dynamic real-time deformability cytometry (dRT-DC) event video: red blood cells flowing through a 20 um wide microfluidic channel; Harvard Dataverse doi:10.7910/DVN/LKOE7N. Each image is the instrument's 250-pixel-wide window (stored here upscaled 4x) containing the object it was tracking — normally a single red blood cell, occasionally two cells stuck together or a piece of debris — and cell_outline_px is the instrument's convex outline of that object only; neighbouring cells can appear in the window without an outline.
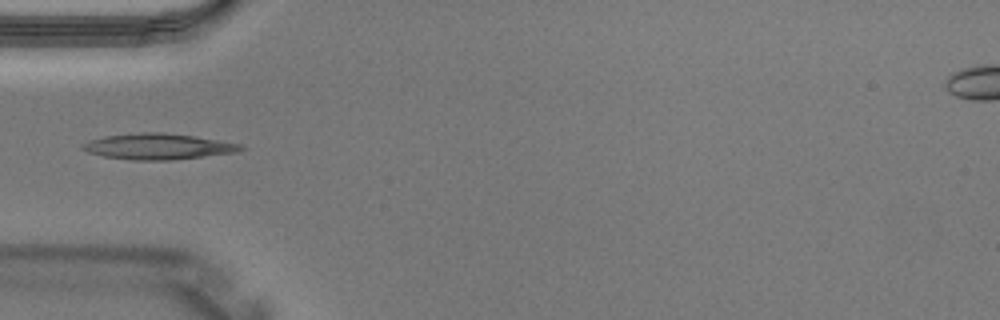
{"species": "Egyptian fruit bat (a non-hibernating species)", "species_latin": "Rousettus aegyptiacus", "temperature_condition": "warm", "stored_images_in_passage": 2, "camera_frame_rate_fps": 3000, "um_per_image_px": 0.085, "animal": {"sex": "male"}, "frame": {"image": 1, "passage_image": 2, "time_ms": 0.333, "image_size_px": [1000, 320], "cell_outline_px": [[248, 148], [236, 152], [172, 160], [132, 160], [104, 156], [88, 152], [80, 148], [80, 144], [104, 136], [140, 132], [160, 132], [196, 136], [240, 144]], "centroid_in_image_um": [13.44, 12.45], "position_along_channel_um": 71.6, "area_um2": 23.81}}